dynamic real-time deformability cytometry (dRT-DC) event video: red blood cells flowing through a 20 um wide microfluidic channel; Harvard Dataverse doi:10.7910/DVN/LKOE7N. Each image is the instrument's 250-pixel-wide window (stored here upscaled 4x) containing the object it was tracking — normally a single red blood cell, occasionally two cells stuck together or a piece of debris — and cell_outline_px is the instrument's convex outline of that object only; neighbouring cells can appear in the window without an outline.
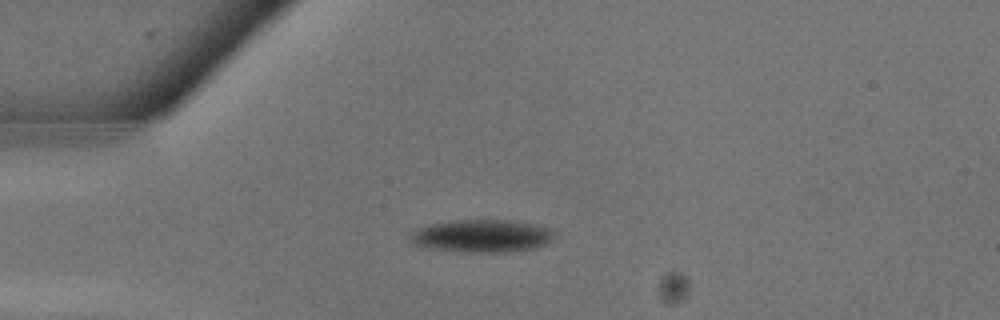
{"species": "common noctule bat (a hibernating species)", "species_latin": "Nyctalus noctula", "temperature_condition": "warm", "stored_images_in_passage": 9, "camera_frame_rate_fps": 3000, "um_per_image_px": 0.085, "animal": {"sex": "male", "body_mass_g": 13.3}, "frame": {"image": 1, "passage_image": 6, "time_ms": 1.667, "image_size_px": [1000, 320], "cell_outline_px": [[556, 232], [548, 244], [536, 248], [508, 252], [464, 252], [428, 248], [416, 244], [408, 236], [416, 228], [428, 224], [452, 220], [508, 220], [536, 224], [552, 228]], "centroid_in_image_um": [41.0, 20.05], "position_along_channel_um": 44.0, "area_um2": 27.8}}
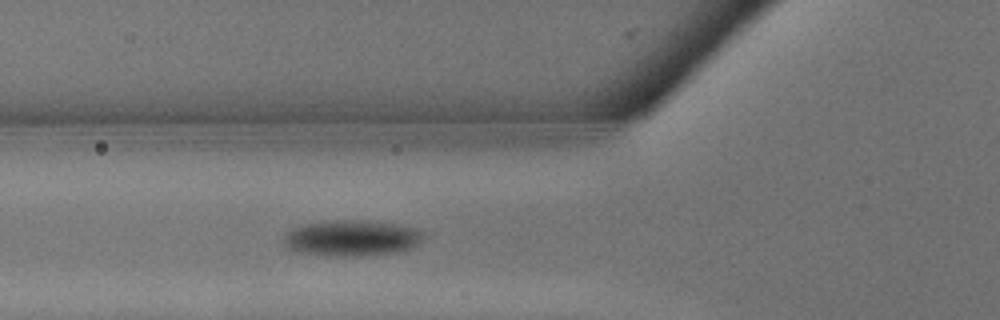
{"frame": {"image": 2, "passage_image": 9, "time_ms": 2.667, "image_size_px": [1000, 320], "cell_outline_px": [[428, 236], [412, 248], [396, 252], [356, 256], [324, 256], [296, 252], [284, 248], [284, 236], [292, 228], [304, 224], [332, 220], [368, 220], [404, 224], [420, 228]], "centroid_in_image_um": [29.95, 20.23], "position_along_channel_um": 95.9, "area_um2": 30.11}}